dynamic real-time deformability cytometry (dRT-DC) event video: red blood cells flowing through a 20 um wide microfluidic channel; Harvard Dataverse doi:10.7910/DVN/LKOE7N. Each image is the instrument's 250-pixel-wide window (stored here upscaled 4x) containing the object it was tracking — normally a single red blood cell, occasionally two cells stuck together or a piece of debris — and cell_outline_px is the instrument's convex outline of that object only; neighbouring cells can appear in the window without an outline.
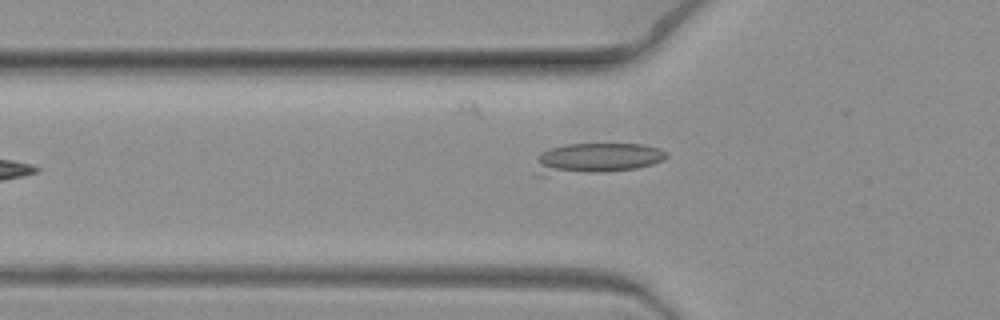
{"species": "common noctule bat (a hibernating species)", "species_latin": "Nyctalus noctula", "temperature_condition": "warm", "stored_images_in_passage": 9, "camera_frame_rate_fps": 3000, "um_per_image_px": 0.085, "animal": {"sex": "female", "body_mass_g": 19.3, "forearm_length_mm": 54.1}, "frame": {"image": 1, "passage_image": 9, "time_ms": 2.667, "image_size_px": [1000, 320], "cell_outline_px": [[668, 156], [664, 160], [652, 164], [636, 168], [604, 172], [544, 176], [536, 176], [536, 156], [540, 152], [564, 144], [644, 144], [660, 148], [668, 152]], "centroid_in_image_um": [50.67, 13.47], "position_along_channel_um": 75.1, "area_um2": 23.81}}